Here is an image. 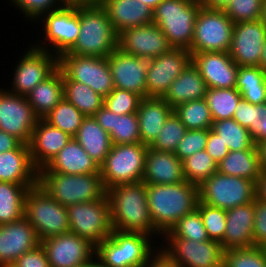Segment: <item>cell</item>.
Returning a JSON list of instances; mask_svg holds the SVG:
<instances>
[{
	"label": "cell",
	"instance_id": "45",
	"mask_svg": "<svg viewBox=\"0 0 266 267\" xmlns=\"http://www.w3.org/2000/svg\"><path fill=\"white\" fill-rule=\"evenodd\" d=\"M223 267H266V255L262 247L224 251Z\"/></svg>",
	"mask_w": 266,
	"mask_h": 267
},
{
	"label": "cell",
	"instance_id": "41",
	"mask_svg": "<svg viewBox=\"0 0 266 267\" xmlns=\"http://www.w3.org/2000/svg\"><path fill=\"white\" fill-rule=\"evenodd\" d=\"M85 117L72 103L63 98L43 119L74 137Z\"/></svg>",
	"mask_w": 266,
	"mask_h": 267
},
{
	"label": "cell",
	"instance_id": "43",
	"mask_svg": "<svg viewBox=\"0 0 266 267\" xmlns=\"http://www.w3.org/2000/svg\"><path fill=\"white\" fill-rule=\"evenodd\" d=\"M163 238H184L197 242L209 240L197 208L182 217Z\"/></svg>",
	"mask_w": 266,
	"mask_h": 267
},
{
	"label": "cell",
	"instance_id": "4",
	"mask_svg": "<svg viewBox=\"0 0 266 267\" xmlns=\"http://www.w3.org/2000/svg\"><path fill=\"white\" fill-rule=\"evenodd\" d=\"M38 185L66 207L99 200L106 194L100 173L67 175L49 172L44 167L38 171Z\"/></svg>",
	"mask_w": 266,
	"mask_h": 267
},
{
	"label": "cell",
	"instance_id": "26",
	"mask_svg": "<svg viewBox=\"0 0 266 267\" xmlns=\"http://www.w3.org/2000/svg\"><path fill=\"white\" fill-rule=\"evenodd\" d=\"M0 181L38 184V170L33 165L27 144L21 143L16 149L0 153Z\"/></svg>",
	"mask_w": 266,
	"mask_h": 267
},
{
	"label": "cell",
	"instance_id": "11",
	"mask_svg": "<svg viewBox=\"0 0 266 267\" xmlns=\"http://www.w3.org/2000/svg\"><path fill=\"white\" fill-rule=\"evenodd\" d=\"M38 20L43 24L45 43L38 39L34 47L49 51L58 58L73 48L80 33L78 6L65 5L43 14Z\"/></svg>",
	"mask_w": 266,
	"mask_h": 267
},
{
	"label": "cell",
	"instance_id": "22",
	"mask_svg": "<svg viewBox=\"0 0 266 267\" xmlns=\"http://www.w3.org/2000/svg\"><path fill=\"white\" fill-rule=\"evenodd\" d=\"M191 62L205 80L207 88H235L239 66L228 52L191 54Z\"/></svg>",
	"mask_w": 266,
	"mask_h": 267
},
{
	"label": "cell",
	"instance_id": "29",
	"mask_svg": "<svg viewBox=\"0 0 266 267\" xmlns=\"http://www.w3.org/2000/svg\"><path fill=\"white\" fill-rule=\"evenodd\" d=\"M49 172L67 175L100 173V166L72 137L45 166Z\"/></svg>",
	"mask_w": 266,
	"mask_h": 267
},
{
	"label": "cell",
	"instance_id": "34",
	"mask_svg": "<svg viewBox=\"0 0 266 267\" xmlns=\"http://www.w3.org/2000/svg\"><path fill=\"white\" fill-rule=\"evenodd\" d=\"M74 139L99 166L112 147L109 133L98 124L94 116L84 118Z\"/></svg>",
	"mask_w": 266,
	"mask_h": 267
},
{
	"label": "cell",
	"instance_id": "69",
	"mask_svg": "<svg viewBox=\"0 0 266 267\" xmlns=\"http://www.w3.org/2000/svg\"><path fill=\"white\" fill-rule=\"evenodd\" d=\"M264 252H265V255H266V244L262 246Z\"/></svg>",
	"mask_w": 266,
	"mask_h": 267
},
{
	"label": "cell",
	"instance_id": "31",
	"mask_svg": "<svg viewBox=\"0 0 266 267\" xmlns=\"http://www.w3.org/2000/svg\"><path fill=\"white\" fill-rule=\"evenodd\" d=\"M93 116L109 133L112 144L141 143L136 113L117 115L103 105Z\"/></svg>",
	"mask_w": 266,
	"mask_h": 267
},
{
	"label": "cell",
	"instance_id": "48",
	"mask_svg": "<svg viewBox=\"0 0 266 267\" xmlns=\"http://www.w3.org/2000/svg\"><path fill=\"white\" fill-rule=\"evenodd\" d=\"M263 0H230L224 9L233 23L261 19Z\"/></svg>",
	"mask_w": 266,
	"mask_h": 267
},
{
	"label": "cell",
	"instance_id": "30",
	"mask_svg": "<svg viewBox=\"0 0 266 267\" xmlns=\"http://www.w3.org/2000/svg\"><path fill=\"white\" fill-rule=\"evenodd\" d=\"M172 112L173 108L163 98L141 99L136 114L142 144L150 146L154 142Z\"/></svg>",
	"mask_w": 266,
	"mask_h": 267
},
{
	"label": "cell",
	"instance_id": "15",
	"mask_svg": "<svg viewBox=\"0 0 266 267\" xmlns=\"http://www.w3.org/2000/svg\"><path fill=\"white\" fill-rule=\"evenodd\" d=\"M159 248L181 267H223L224 249L222 244L207 240L192 241L184 238H165ZM166 245V246H165Z\"/></svg>",
	"mask_w": 266,
	"mask_h": 267
},
{
	"label": "cell",
	"instance_id": "53",
	"mask_svg": "<svg viewBox=\"0 0 266 267\" xmlns=\"http://www.w3.org/2000/svg\"><path fill=\"white\" fill-rule=\"evenodd\" d=\"M254 246L266 244V202L255 199V220L253 225Z\"/></svg>",
	"mask_w": 266,
	"mask_h": 267
},
{
	"label": "cell",
	"instance_id": "21",
	"mask_svg": "<svg viewBox=\"0 0 266 267\" xmlns=\"http://www.w3.org/2000/svg\"><path fill=\"white\" fill-rule=\"evenodd\" d=\"M115 88L146 98V72L150 59L127 54L116 48L108 57Z\"/></svg>",
	"mask_w": 266,
	"mask_h": 267
},
{
	"label": "cell",
	"instance_id": "60",
	"mask_svg": "<svg viewBox=\"0 0 266 267\" xmlns=\"http://www.w3.org/2000/svg\"><path fill=\"white\" fill-rule=\"evenodd\" d=\"M197 2L204 8L224 10L230 0H197Z\"/></svg>",
	"mask_w": 266,
	"mask_h": 267
},
{
	"label": "cell",
	"instance_id": "58",
	"mask_svg": "<svg viewBox=\"0 0 266 267\" xmlns=\"http://www.w3.org/2000/svg\"><path fill=\"white\" fill-rule=\"evenodd\" d=\"M143 267H181L178 263L174 262L164 251L159 247L150 256L148 261Z\"/></svg>",
	"mask_w": 266,
	"mask_h": 267
},
{
	"label": "cell",
	"instance_id": "57",
	"mask_svg": "<svg viewBox=\"0 0 266 267\" xmlns=\"http://www.w3.org/2000/svg\"><path fill=\"white\" fill-rule=\"evenodd\" d=\"M238 92L251 104H266V87L239 88Z\"/></svg>",
	"mask_w": 266,
	"mask_h": 267
},
{
	"label": "cell",
	"instance_id": "19",
	"mask_svg": "<svg viewBox=\"0 0 266 267\" xmlns=\"http://www.w3.org/2000/svg\"><path fill=\"white\" fill-rule=\"evenodd\" d=\"M117 48L140 58L153 59L173 47L161 29L152 22L119 33Z\"/></svg>",
	"mask_w": 266,
	"mask_h": 267
},
{
	"label": "cell",
	"instance_id": "17",
	"mask_svg": "<svg viewBox=\"0 0 266 267\" xmlns=\"http://www.w3.org/2000/svg\"><path fill=\"white\" fill-rule=\"evenodd\" d=\"M190 63L191 53L183 48H172L150 59L146 72V97L162 98L171 83Z\"/></svg>",
	"mask_w": 266,
	"mask_h": 267
},
{
	"label": "cell",
	"instance_id": "6",
	"mask_svg": "<svg viewBox=\"0 0 266 267\" xmlns=\"http://www.w3.org/2000/svg\"><path fill=\"white\" fill-rule=\"evenodd\" d=\"M200 8L197 0H162L153 10L152 22L161 29L173 48L189 50Z\"/></svg>",
	"mask_w": 266,
	"mask_h": 267
},
{
	"label": "cell",
	"instance_id": "5",
	"mask_svg": "<svg viewBox=\"0 0 266 267\" xmlns=\"http://www.w3.org/2000/svg\"><path fill=\"white\" fill-rule=\"evenodd\" d=\"M151 238L148 234L113 230L96 246L95 256L106 267H143L157 250Z\"/></svg>",
	"mask_w": 266,
	"mask_h": 267
},
{
	"label": "cell",
	"instance_id": "3",
	"mask_svg": "<svg viewBox=\"0 0 266 267\" xmlns=\"http://www.w3.org/2000/svg\"><path fill=\"white\" fill-rule=\"evenodd\" d=\"M80 33L74 55L108 57L118 44V34L101 5L78 6Z\"/></svg>",
	"mask_w": 266,
	"mask_h": 267
},
{
	"label": "cell",
	"instance_id": "68",
	"mask_svg": "<svg viewBox=\"0 0 266 267\" xmlns=\"http://www.w3.org/2000/svg\"><path fill=\"white\" fill-rule=\"evenodd\" d=\"M104 0H85V5L96 4L100 5Z\"/></svg>",
	"mask_w": 266,
	"mask_h": 267
},
{
	"label": "cell",
	"instance_id": "23",
	"mask_svg": "<svg viewBox=\"0 0 266 267\" xmlns=\"http://www.w3.org/2000/svg\"><path fill=\"white\" fill-rule=\"evenodd\" d=\"M40 244L35 229L24 216L0 225V266L12 265L23 253Z\"/></svg>",
	"mask_w": 266,
	"mask_h": 267
},
{
	"label": "cell",
	"instance_id": "9",
	"mask_svg": "<svg viewBox=\"0 0 266 267\" xmlns=\"http://www.w3.org/2000/svg\"><path fill=\"white\" fill-rule=\"evenodd\" d=\"M257 183L243 177L215 172L199 186V201L228 210L255 201Z\"/></svg>",
	"mask_w": 266,
	"mask_h": 267
},
{
	"label": "cell",
	"instance_id": "8",
	"mask_svg": "<svg viewBox=\"0 0 266 267\" xmlns=\"http://www.w3.org/2000/svg\"><path fill=\"white\" fill-rule=\"evenodd\" d=\"M24 217L40 241L70 232L67 207L51 198L38 184L26 194Z\"/></svg>",
	"mask_w": 266,
	"mask_h": 267
},
{
	"label": "cell",
	"instance_id": "51",
	"mask_svg": "<svg viewBox=\"0 0 266 267\" xmlns=\"http://www.w3.org/2000/svg\"><path fill=\"white\" fill-rule=\"evenodd\" d=\"M266 87V72L259 66H239L235 88Z\"/></svg>",
	"mask_w": 266,
	"mask_h": 267
},
{
	"label": "cell",
	"instance_id": "27",
	"mask_svg": "<svg viewBox=\"0 0 266 267\" xmlns=\"http://www.w3.org/2000/svg\"><path fill=\"white\" fill-rule=\"evenodd\" d=\"M185 180L183 163L174 153L157 151L148 146L142 182L176 184Z\"/></svg>",
	"mask_w": 266,
	"mask_h": 267
},
{
	"label": "cell",
	"instance_id": "54",
	"mask_svg": "<svg viewBox=\"0 0 266 267\" xmlns=\"http://www.w3.org/2000/svg\"><path fill=\"white\" fill-rule=\"evenodd\" d=\"M12 265L14 267H50L46 251L41 244L23 253Z\"/></svg>",
	"mask_w": 266,
	"mask_h": 267
},
{
	"label": "cell",
	"instance_id": "56",
	"mask_svg": "<svg viewBox=\"0 0 266 267\" xmlns=\"http://www.w3.org/2000/svg\"><path fill=\"white\" fill-rule=\"evenodd\" d=\"M252 116L253 104L241 98L237 107L235 108L233 119L241 126L248 128L252 123Z\"/></svg>",
	"mask_w": 266,
	"mask_h": 267
},
{
	"label": "cell",
	"instance_id": "46",
	"mask_svg": "<svg viewBox=\"0 0 266 267\" xmlns=\"http://www.w3.org/2000/svg\"><path fill=\"white\" fill-rule=\"evenodd\" d=\"M197 209L208 238L220 243L224 239L226 230V210L206 205L200 201L197 204Z\"/></svg>",
	"mask_w": 266,
	"mask_h": 267
},
{
	"label": "cell",
	"instance_id": "1",
	"mask_svg": "<svg viewBox=\"0 0 266 267\" xmlns=\"http://www.w3.org/2000/svg\"><path fill=\"white\" fill-rule=\"evenodd\" d=\"M146 193L153 226L161 237L196 209L199 202V186L186 180L176 184H146Z\"/></svg>",
	"mask_w": 266,
	"mask_h": 267
},
{
	"label": "cell",
	"instance_id": "33",
	"mask_svg": "<svg viewBox=\"0 0 266 267\" xmlns=\"http://www.w3.org/2000/svg\"><path fill=\"white\" fill-rule=\"evenodd\" d=\"M35 115L43 119L64 98L63 72L58 68L26 96Z\"/></svg>",
	"mask_w": 266,
	"mask_h": 267
},
{
	"label": "cell",
	"instance_id": "67",
	"mask_svg": "<svg viewBox=\"0 0 266 267\" xmlns=\"http://www.w3.org/2000/svg\"><path fill=\"white\" fill-rule=\"evenodd\" d=\"M260 20L266 25V0H263L262 15Z\"/></svg>",
	"mask_w": 266,
	"mask_h": 267
},
{
	"label": "cell",
	"instance_id": "44",
	"mask_svg": "<svg viewBox=\"0 0 266 267\" xmlns=\"http://www.w3.org/2000/svg\"><path fill=\"white\" fill-rule=\"evenodd\" d=\"M186 131L185 125L173 111L163 124L157 138L149 147L157 151L174 153Z\"/></svg>",
	"mask_w": 266,
	"mask_h": 267
},
{
	"label": "cell",
	"instance_id": "28",
	"mask_svg": "<svg viewBox=\"0 0 266 267\" xmlns=\"http://www.w3.org/2000/svg\"><path fill=\"white\" fill-rule=\"evenodd\" d=\"M100 5L117 34L153 20V10L139 0H104Z\"/></svg>",
	"mask_w": 266,
	"mask_h": 267
},
{
	"label": "cell",
	"instance_id": "2",
	"mask_svg": "<svg viewBox=\"0 0 266 267\" xmlns=\"http://www.w3.org/2000/svg\"><path fill=\"white\" fill-rule=\"evenodd\" d=\"M106 196L109 200L113 230L160 237L153 226L147 205L146 183L110 187L106 190Z\"/></svg>",
	"mask_w": 266,
	"mask_h": 267
},
{
	"label": "cell",
	"instance_id": "55",
	"mask_svg": "<svg viewBox=\"0 0 266 267\" xmlns=\"http://www.w3.org/2000/svg\"><path fill=\"white\" fill-rule=\"evenodd\" d=\"M205 151L213 158L217 164L229 153L225 144L219 139V136L212 130L208 129V139Z\"/></svg>",
	"mask_w": 266,
	"mask_h": 267
},
{
	"label": "cell",
	"instance_id": "40",
	"mask_svg": "<svg viewBox=\"0 0 266 267\" xmlns=\"http://www.w3.org/2000/svg\"><path fill=\"white\" fill-rule=\"evenodd\" d=\"M241 94L236 88H207L205 100L214 121L233 118Z\"/></svg>",
	"mask_w": 266,
	"mask_h": 267
},
{
	"label": "cell",
	"instance_id": "10",
	"mask_svg": "<svg viewBox=\"0 0 266 267\" xmlns=\"http://www.w3.org/2000/svg\"><path fill=\"white\" fill-rule=\"evenodd\" d=\"M67 213L70 232L89 240L95 246L113 231L106 194L99 200L69 205Z\"/></svg>",
	"mask_w": 266,
	"mask_h": 267
},
{
	"label": "cell",
	"instance_id": "7",
	"mask_svg": "<svg viewBox=\"0 0 266 267\" xmlns=\"http://www.w3.org/2000/svg\"><path fill=\"white\" fill-rule=\"evenodd\" d=\"M148 146L142 143L112 144L100 165L103 187L142 182Z\"/></svg>",
	"mask_w": 266,
	"mask_h": 267
},
{
	"label": "cell",
	"instance_id": "65",
	"mask_svg": "<svg viewBox=\"0 0 266 267\" xmlns=\"http://www.w3.org/2000/svg\"><path fill=\"white\" fill-rule=\"evenodd\" d=\"M67 6H82L85 5V0H61Z\"/></svg>",
	"mask_w": 266,
	"mask_h": 267
},
{
	"label": "cell",
	"instance_id": "24",
	"mask_svg": "<svg viewBox=\"0 0 266 267\" xmlns=\"http://www.w3.org/2000/svg\"><path fill=\"white\" fill-rule=\"evenodd\" d=\"M71 138L68 133L50 125L44 119H38L28 144L36 169L39 171L44 168Z\"/></svg>",
	"mask_w": 266,
	"mask_h": 267
},
{
	"label": "cell",
	"instance_id": "50",
	"mask_svg": "<svg viewBox=\"0 0 266 267\" xmlns=\"http://www.w3.org/2000/svg\"><path fill=\"white\" fill-rule=\"evenodd\" d=\"M208 129L187 130L174 154L183 161L198 151L205 150Z\"/></svg>",
	"mask_w": 266,
	"mask_h": 267
},
{
	"label": "cell",
	"instance_id": "47",
	"mask_svg": "<svg viewBox=\"0 0 266 267\" xmlns=\"http://www.w3.org/2000/svg\"><path fill=\"white\" fill-rule=\"evenodd\" d=\"M142 97L134 92L114 88L105 98L104 106L117 115L136 113Z\"/></svg>",
	"mask_w": 266,
	"mask_h": 267
},
{
	"label": "cell",
	"instance_id": "16",
	"mask_svg": "<svg viewBox=\"0 0 266 267\" xmlns=\"http://www.w3.org/2000/svg\"><path fill=\"white\" fill-rule=\"evenodd\" d=\"M38 119L25 96L0 88V130L28 145Z\"/></svg>",
	"mask_w": 266,
	"mask_h": 267
},
{
	"label": "cell",
	"instance_id": "66",
	"mask_svg": "<svg viewBox=\"0 0 266 267\" xmlns=\"http://www.w3.org/2000/svg\"><path fill=\"white\" fill-rule=\"evenodd\" d=\"M141 3H144L145 5L149 6L152 10L156 8V6L162 1V0H139Z\"/></svg>",
	"mask_w": 266,
	"mask_h": 267
},
{
	"label": "cell",
	"instance_id": "62",
	"mask_svg": "<svg viewBox=\"0 0 266 267\" xmlns=\"http://www.w3.org/2000/svg\"><path fill=\"white\" fill-rule=\"evenodd\" d=\"M260 155V168L262 173H266V141L257 146Z\"/></svg>",
	"mask_w": 266,
	"mask_h": 267
},
{
	"label": "cell",
	"instance_id": "52",
	"mask_svg": "<svg viewBox=\"0 0 266 267\" xmlns=\"http://www.w3.org/2000/svg\"><path fill=\"white\" fill-rule=\"evenodd\" d=\"M247 129L251 132L256 146L266 141V104H253L252 123Z\"/></svg>",
	"mask_w": 266,
	"mask_h": 267
},
{
	"label": "cell",
	"instance_id": "35",
	"mask_svg": "<svg viewBox=\"0 0 266 267\" xmlns=\"http://www.w3.org/2000/svg\"><path fill=\"white\" fill-rule=\"evenodd\" d=\"M219 173L243 177L258 182L261 176L260 155L257 146L252 149L229 151L218 163Z\"/></svg>",
	"mask_w": 266,
	"mask_h": 267
},
{
	"label": "cell",
	"instance_id": "38",
	"mask_svg": "<svg viewBox=\"0 0 266 267\" xmlns=\"http://www.w3.org/2000/svg\"><path fill=\"white\" fill-rule=\"evenodd\" d=\"M211 129L229 151L252 149L255 146L251 132L233 118L214 121Z\"/></svg>",
	"mask_w": 266,
	"mask_h": 267
},
{
	"label": "cell",
	"instance_id": "14",
	"mask_svg": "<svg viewBox=\"0 0 266 267\" xmlns=\"http://www.w3.org/2000/svg\"><path fill=\"white\" fill-rule=\"evenodd\" d=\"M24 51L14 68L10 93L27 96L33 88L50 77L58 69V57L46 50H40L31 44Z\"/></svg>",
	"mask_w": 266,
	"mask_h": 267
},
{
	"label": "cell",
	"instance_id": "61",
	"mask_svg": "<svg viewBox=\"0 0 266 267\" xmlns=\"http://www.w3.org/2000/svg\"><path fill=\"white\" fill-rule=\"evenodd\" d=\"M256 198L266 202V173H262L259 177Z\"/></svg>",
	"mask_w": 266,
	"mask_h": 267
},
{
	"label": "cell",
	"instance_id": "37",
	"mask_svg": "<svg viewBox=\"0 0 266 267\" xmlns=\"http://www.w3.org/2000/svg\"><path fill=\"white\" fill-rule=\"evenodd\" d=\"M64 98L85 116H93L103 105L104 97L89 86L70 80L63 73Z\"/></svg>",
	"mask_w": 266,
	"mask_h": 267
},
{
	"label": "cell",
	"instance_id": "39",
	"mask_svg": "<svg viewBox=\"0 0 266 267\" xmlns=\"http://www.w3.org/2000/svg\"><path fill=\"white\" fill-rule=\"evenodd\" d=\"M173 111L187 130L212 128L214 120L204 98L179 104Z\"/></svg>",
	"mask_w": 266,
	"mask_h": 267
},
{
	"label": "cell",
	"instance_id": "42",
	"mask_svg": "<svg viewBox=\"0 0 266 267\" xmlns=\"http://www.w3.org/2000/svg\"><path fill=\"white\" fill-rule=\"evenodd\" d=\"M186 181L200 186L218 170V164L205 151H198L182 161Z\"/></svg>",
	"mask_w": 266,
	"mask_h": 267
},
{
	"label": "cell",
	"instance_id": "59",
	"mask_svg": "<svg viewBox=\"0 0 266 267\" xmlns=\"http://www.w3.org/2000/svg\"><path fill=\"white\" fill-rule=\"evenodd\" d=\"M21 143L15 136L0 130V153L16 149Z\"/></svg>",
	"mask_w": 266,
	"mask_h": 267
},
{
	"label": "cell",
	"instance_id": "25",
	"mask_svg": "<svg viewBox=\"0 0 266 267\" xmlns=\"http://www.w3.org/2000/svg\"><path fill=\"white\" fill-rule=\"evenodd\" d=\"M255 201L226 210V230L220 242L225 251L254 246Z\"/></svg>",
	"mask_w": 266,
	"mask_h": 267
},
{
	"label": "cell",
	"instance_id": "18",
	"mask_svg": "<svg viewBox=\"0 0 266 267\" xmlns=\"http://www.w3.org/2000/svg\"><path fill=\"white\" fill-rule=\"evenodd\" d=\"M50 267H79L96 254V246L89 240L71 232L41 241Z\"/></svg>",
	"mask_w": 266,
	"mask_h": 267
},
{
	"label": "cell",
	"instance_id": "13",
	"mask_svg": "<svg viewBox=\"0 0 266 267\" xmlns=\"http://www.w3.org/2000/svg\"><path fill=\"white\" fill-rule=\"evenodd\" d=\"M58 68L70 80L89 86L104 98L115 88L107 57L67 52L58 58Z\"/></svg>",
	"mask_w": 266,
	"mask_h": 267
},
{
	"label": "cell",
	"instance_id": "49",
	"mask_svg": "<svg viewBox=\"0 0 266 267\" xmlns=\"http://www.w3.org/2000/svg\"><path fill=\"white\" fill-rule=\"evenodd\" d=\"M29 21L38 19L45 13L58 10L65 5L61 0H9Z\"/></svg>",
	"mask_w": 266,
	"mask_h": 267
},
{
	"label": "cell",
	"instance_id": "63",
	"mask_svg": "<svg viewBox=\"0 0 266 267\" xmlns=\"http://www.w3.org/2000/svg\"><path fill=\"white\" fill-rule=\"evenodd\" d=\"M259 67L266 72V39L264 46L262 47Z\"/></svg>",
	"mask_w": 266,
	"mask_h": 267
},
{
	"label": "cell",
	"instance_id": "36",
	"mask_svg": "<svg viewBox=\"0 0 266 267\" xmlns=\"http://www.w3.org/2000/svg\"><path fill=\"white\" fill-rule=\"evenodd\" d=\"M34 186L0 181V225L24 216L26 194Z\"/></svg>",
	"mask_w": 266,
	"mask_h": 267
},
{
	"label": "cell",
	"instance_id": "64",
	"mask_svg": "<svg viewBox=\"0 0 266 267\" xmlns=\"http://www.w3.org/2000/svg\"><path fill=\"white\" fill-rule=\"evenodd\" d=\"M79 267H106V266H104L101 263V261L98 258L96 259V256H94L89 262Z\"/></svg>",
	"mask_w": 266,
	"mask_h": 267
},
{
	"label": "cell",
	"instance_id": "20",
	"mask_svg": "<svg viewBox=\"0 0 266 267\" xmlns=\"http://www.w3.org/2000/svg\"><path fill=\"white\" fill-rule=\"evenodd\" d=\"M265 39L261 20L235 23L228 53L238 66H259Z\"/></svg>",
	"mask_w": 266,
	"mask_h": 267
},
{
	"label": "cell",
	"instance_id": "12",
	"mask_svg": "<svg viewBox=\"0 0 266 267\" xmlns=\"http://www.w3.org/2000/svg\"><path fill=\"white\" fill-rule=\"evenodd\" d=\"M234 23L224 10L201 7L198 11L191 54L200 52H228Z\"/></svg>",
	"mask_w": 266,
	"mask_h": 267
},
{
	"label": "cell",
	"instance_id": "32",
	"mask_svg": "<svg viewBox=\"0 0 266 267\" xmlns=\"http://www.w3.org/2000/svg\"><path fill=\"white\" fill-rule=\"evenodd\" d=\"M207 85L191 62L171 83L162 97L172 108L184 102L205 98Z\"/></svg>",
	"mask_w": 266,
	"mask_h": 267
},
{
	"label": "cell",
	"instance_id": "70",
	"mask_svg": "<svg viewBox=\"0 0 266 267\" xmlns=\"http://www.w3.org/2000/svg\"><path fill=\"white\" fill-rule=\"evenodd\" d=\"M0 267H14L13 265H4V266H0Z\"/></svg>",
	"mask_w": 266,
	"mask_h": 267
}]
</instances>
